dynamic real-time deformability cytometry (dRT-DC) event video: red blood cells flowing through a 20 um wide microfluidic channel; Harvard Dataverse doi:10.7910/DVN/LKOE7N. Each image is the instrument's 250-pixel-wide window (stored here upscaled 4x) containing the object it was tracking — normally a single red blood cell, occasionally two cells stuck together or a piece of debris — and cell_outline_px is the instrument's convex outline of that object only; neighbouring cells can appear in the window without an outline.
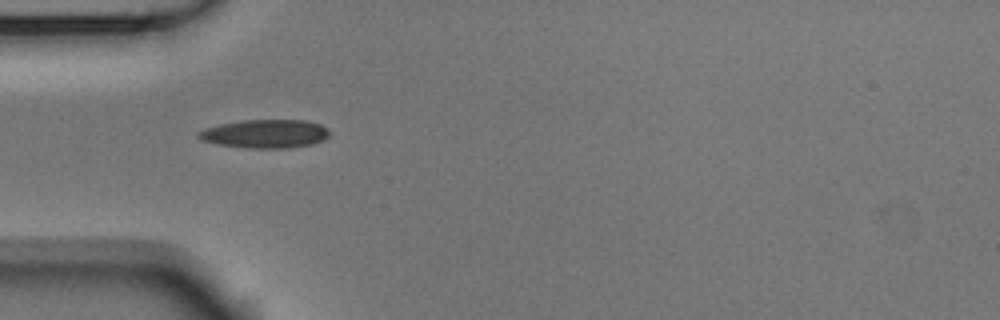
{"species": "Egyptian fruit bat (a non-hibernating species)", "species_latin": "Rousettus aegyptiacus", "temperature_condition": "room temperature", "stored_images_in_passage": 21, "camera_frame_rate_fps": 3000, "um_per_image_px": 0.085, "animal": {"sex": "male"}, "frame": {"image": 1, "passage_image": 1, "time_ms": 0.0, "image_size_px": [1000, 320], "cell_outline_px": [[328, 136], [324, 140], [312, 144], [288, 148], [244, 148], [216, 144], [200, 140], [196, 136], [196, 132], [204, 128], [220, 124], [244, 120], [304, 120], [320, 124], [328, 128]], "centroid_in_image_um": [22.49, 11.37], "position_along_channel_um": 62.5, "area_um2": 21.96}}
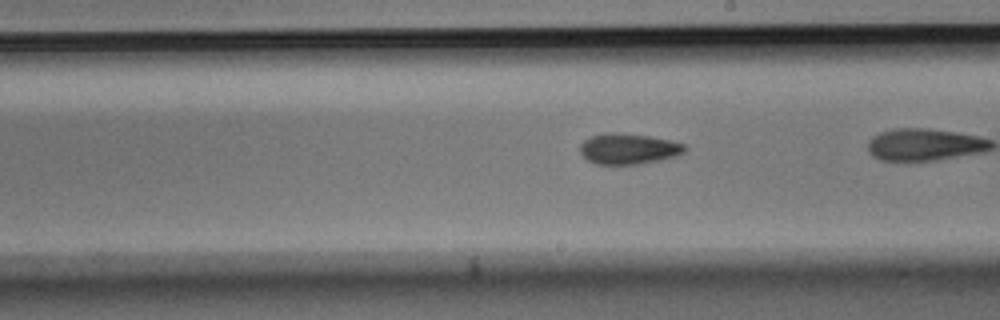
{"frame": {"image": 2, "passage_image": 10, "time_ms": 3.0, "image_size_px": [1000, 320], "cell_outline_px": [[688, 148], [684, 152], [676, 156], [636, 164], [596, 164], [588, 160], [580, 152], [580, 144], [584, 140], [592, 136], [616, 132], [648, 136], [672, 140], [684, 144]], "centroid_in_image_um": [53.43, 12.64], "position_along_channel_um": 235.6, "area_um2": 18.5}}